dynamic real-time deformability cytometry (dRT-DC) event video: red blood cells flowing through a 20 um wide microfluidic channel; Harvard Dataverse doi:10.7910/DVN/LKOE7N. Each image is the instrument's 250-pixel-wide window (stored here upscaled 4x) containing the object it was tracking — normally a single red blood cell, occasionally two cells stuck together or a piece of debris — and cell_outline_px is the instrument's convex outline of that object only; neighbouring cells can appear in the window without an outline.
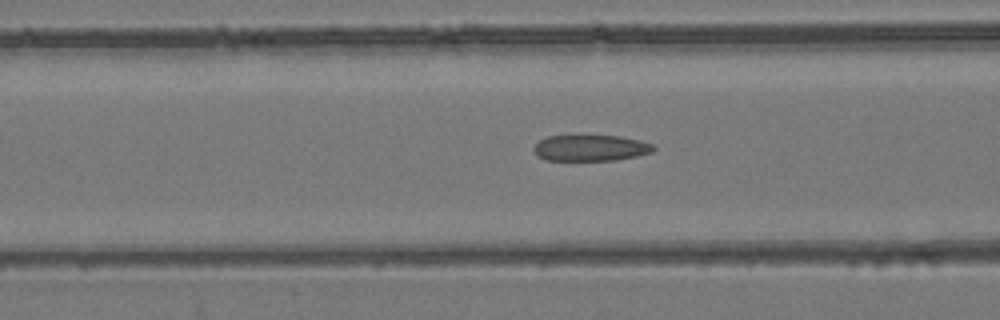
{"species": "common noctule bat (a hibernating species)", "species_latin": "Nyctalus noctula", "temperature_condition": "room temperature", "stored_images_in_passage": 14, "camera_frame_rate_fps": 3000, "um_per_image_px": 0.085, "animal": {"sex": "female", "body_mass_g": 24.6, "forearm_length_mm": 56.2}, "frame": {"image": 1, "passage_image": 8, "time_ms": 2.333, "image_size_px": [1000, 320], "cell_outline_px": [[656, 148], [652, 152], [636, 156], [616, 160], [544, 160], [536, 156], [532, 148], [540, 140], [548, 136], [620, 136], [640, 140], [652, 144]], "centroid_in_image_um": [50.18, 12.58], "position_along_channel_um": 116.4, "area_um2": 18.21}}
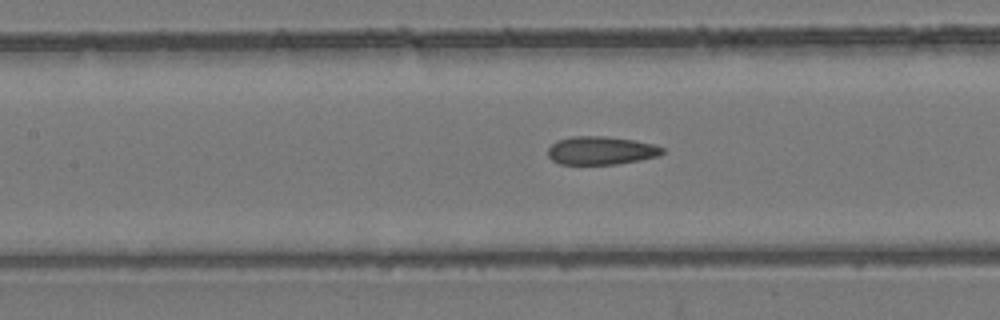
{"frame": {"image": 2, "passage_image": 11, "time_ms": 3.333, "image_size_px": [1000, 320], "cell_outline_px": [[664, 152], [660, 156], [640, 160], [616, 164], [560, 164], [552, 160], [548, 156], [548, 148], [556, 140], [572, 136], [604, 136], [632, 140], [652, 144], [664, 148]], "centroid_in_image_um": [51.07, 12.79], "position_along_channel_um": 156.3, "area_um2": 18.84}}